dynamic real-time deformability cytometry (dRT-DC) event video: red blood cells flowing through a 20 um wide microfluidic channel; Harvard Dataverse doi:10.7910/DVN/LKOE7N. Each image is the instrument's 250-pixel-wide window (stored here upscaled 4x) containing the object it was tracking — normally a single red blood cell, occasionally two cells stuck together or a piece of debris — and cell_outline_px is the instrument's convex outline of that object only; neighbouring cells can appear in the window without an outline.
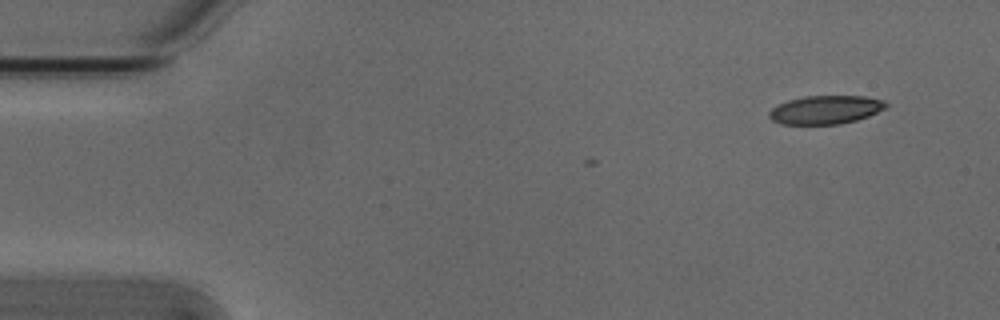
{"species": "Egyptian fruit bat (a non-hibernating species)", "species_latin": "Rousettus aegyptiacus", "temperature_condition": "cold", "stored_images_in_passage": 3, "camera_frame_rate_fps": 3000, "um_per_image_px": 0.085, "animal": {"sex": "male"}, "frame": {"image": 1, "passage_image": 1, "time_ms": 0.0, "image_size_px": [1000, 320], "cell_outline_px": [[888, 108], [868, 116], [856, 120], [840, 124], [780, 124], [772, 120], [768, 116], [768, 112], [772, 108], [788, 100], [804, 96], [864, 96], [884, 100], [888, 104]], "centroid_in_image_um": [70.19, 9.33], "position_along_channel_um": 14.8, "area_um2": 19.48}}